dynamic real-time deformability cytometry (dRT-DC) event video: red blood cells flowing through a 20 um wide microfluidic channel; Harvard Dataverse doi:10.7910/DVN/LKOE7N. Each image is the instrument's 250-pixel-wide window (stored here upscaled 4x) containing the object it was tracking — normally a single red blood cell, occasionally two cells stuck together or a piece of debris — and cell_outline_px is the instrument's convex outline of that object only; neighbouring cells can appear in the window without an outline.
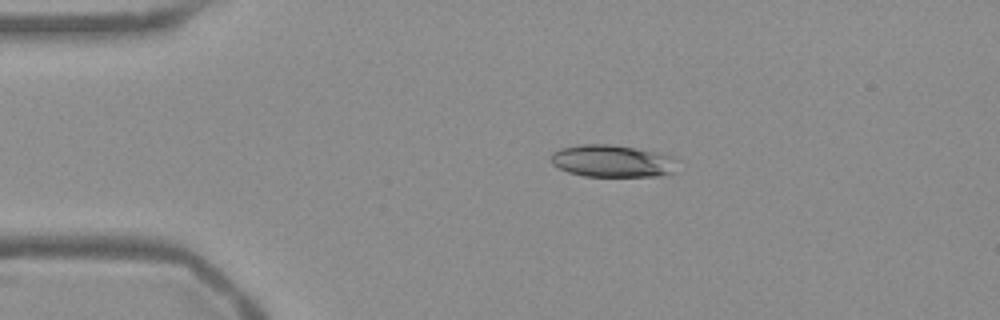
{"species": "Egyptian fruit bat (a non-hibernating species)", "species_latin": "Rousettus aegyptiacus", "temperature_condition": "warm", "stored_images_in_passage": 44, "camera_frame_rate_fps": 3000, "um_per_image_px": 0.085, "frame": {"image": 1, "passage_image": 1, "time_ms": 0.0, "image_size_px": [1000, 320], "cell_outline_px": [[680, 160], [676, 172], [660, 176], [584, 176], [568, 172], [552, 164], [552, 152], [560, 148], [580, 144], [608, 144], [636, 148], [656, 152], [672, 156]], "centroid_in_image_um": [52.12, 13.69], "position_along_channel_um": 32.9, "area_um2": 24.04}}
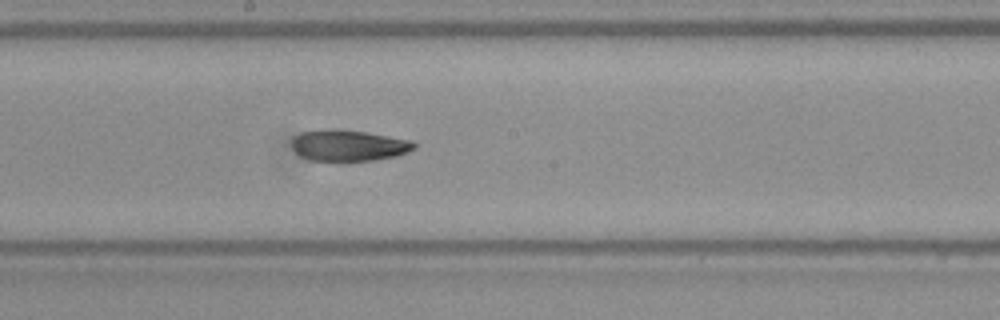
{"frame": {"image": 2, "passage_image": 19, "time_ms": 6.0, "image_size_px": [1000, 320], "cell_outline_px": [[420, 144], [416, 148], [408, 152], [396, 156], [376, 160], [308, 160], [300, 156], [292, 148], [292, 140], [300, 132], [328, 128], [336, 128], [368, 132], [412, 140]], "centroid_in_image_um": [29.67, 12.34], "position_along_channel_um": 218.5, "area_um2": 22.54}}
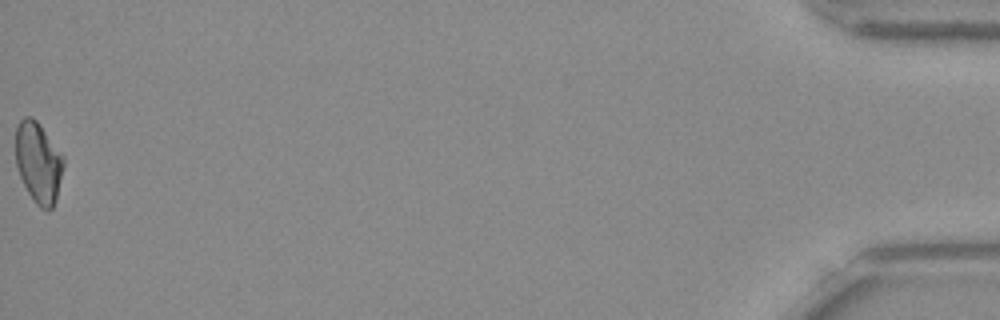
{"frame": {"image": 3, "passage_image": 44, "time_ms": 14.333, "image_size_px": [1000, 320], "cell_outline_px": [[64, 164], [56, 200], [52, 208], [48, 212], [40, 208], [36, 204], [28, 192], [20, 176], [16, 164], [16, 124], [24, 116], [32, 116], [36, 120], [64, 156]], "centroid_in_image_um": [3.26, 13.82], "position_along_channel_um": 431.9, "area_um2": 22.6}, "authors_computed_cell_mechanics": {"area_um2": 23.0333, "velocity_mm_per_s": 3.7944, "shape_relaxation_time_tau1_ms": 8.9491, "shape_relaxation_time_tau2_ms": 6.6751, "deformation_change_tau1": 0.2028, "deformation_change_tau2": 0.1266}}